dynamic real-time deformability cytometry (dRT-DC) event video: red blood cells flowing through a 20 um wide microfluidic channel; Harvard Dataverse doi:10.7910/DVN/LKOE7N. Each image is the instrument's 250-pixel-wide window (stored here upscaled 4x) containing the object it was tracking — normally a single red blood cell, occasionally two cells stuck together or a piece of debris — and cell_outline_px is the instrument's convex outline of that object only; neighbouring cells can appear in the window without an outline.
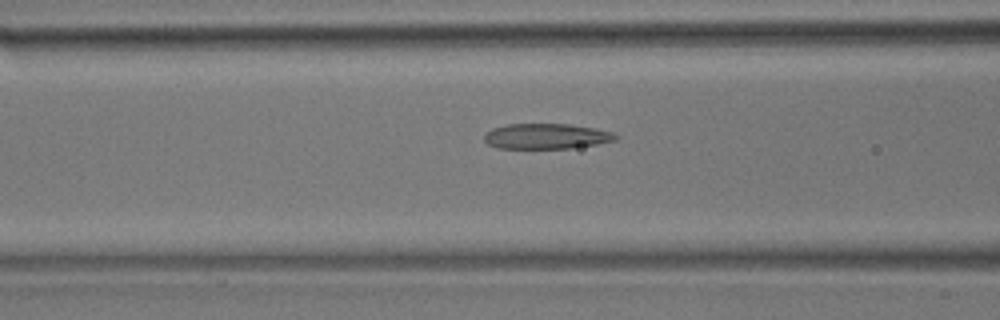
{"species": "common noctule bat (a hibernating species)", "species_latin": "Nyctalus noctula", "temperature_condition": "room temperature", "stored_images_in_passage": 40, "camera_frame_rate_fps": 3000, "um_per_image_px": 0.085, "animal": {"sex": "male", "body_mass_g": 17.9}, "frame": {"image": 1, "passage_image": 19, "time_ms": 6.0, "image_size_px": [1000, 320], "cell_outline_px": [[620, 136], [616, 140], [596, 144], [572, 148], [496, 148], [488, 144], [484, 140], [484, 136], [492, 128], [508, 124], [568, 124], [592, 128], [612, 132]], "centroid_in_image_um": [46.43, 11.58], "position_along_channel_um": 120.2, "area_um2": 19.31}}
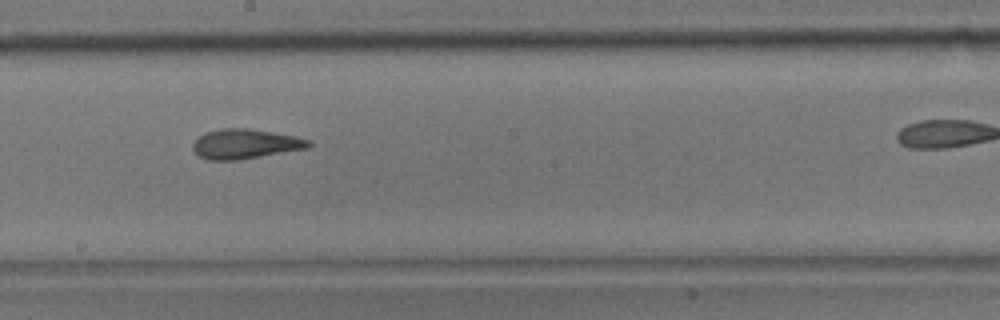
{"frame": {"image": 2, "passage_image": 27, "time_ms": 8.667, "image_size_px": [1000, 320], "cell_outline_px": [[312, 144], [308, 148], [240, 160], [208, 160], [196, 156], [192, 148], [192, 144], [204, 132], [220, 128], [248, 128], [296, 136], [312, 140]], "centroid_in_image_um": [20.83, 12.24], "position_along_channel_um": 227.4, "area_um2": 20.35}}
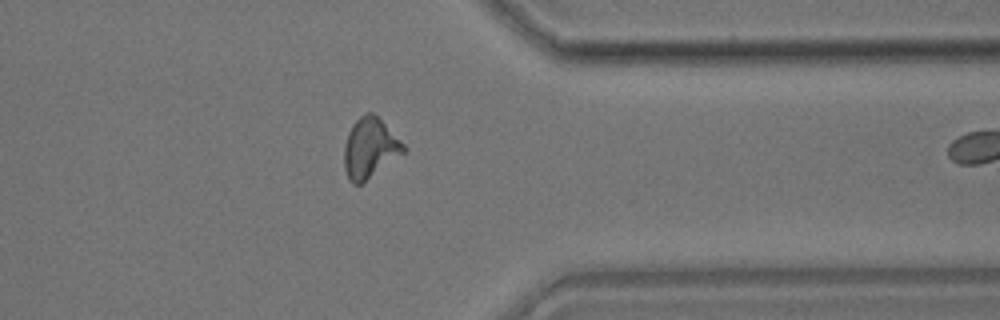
{"frame": {"image": 3, "passage_image": 39, "time_ms": 12.667, "image_size_px": [1000, 320], "cell_outline_px": [[408, 148], [404, 152], [360, 184], [352, 184], [348, 180], [344, 168], [344, 144], [348, 132], [352, 124], [364, 112], [372, 112]], "centroid_in_image_um": [31.4, 12.58], "position_along_channel_um": 380.0, "area_um2": 20.46}}